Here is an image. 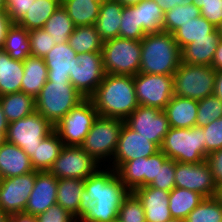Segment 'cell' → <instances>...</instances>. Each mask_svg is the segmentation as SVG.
<instances>
[{"label": "cell", "instance_id": "cell-1", "mask_svg": "<svg viewBox=\"0 0 222 222\" xmlns=\"http://www.w3.org/2000/svg\"><path fill=\"white\" fill-rule=\"evenodd\" d=\"M130 191L116 170L103 166L84 180V211L77 222H116Z\"/></svg>", "mask_w": 222, "mask_h": 222}, {"label": "cell", "instance_id": "cell-2", "mask_svg": "<svg viewBox=\"0 0 222 222\" xmlns=\"http://www.w3.org/2000/svg\"><path fill=\"white\" fill-rule=\"evenodd\" d=\"M99 116L125 120L138 106L133 76L106 74L90 97Z\"/></svg>", "mask_w": 222, "mask_h": 222}, {"label": "cell", "instance_id": "cell-3", "mask_svg": "<svg viewBox=\"0 0 222 222\" xmlns=\"http://www.w3.org/2000/svg\"><path fill=\"white\" fill-rule=\"evenodd\" d=\"M140 73L171 75L181 63V49L173 34L165 31L149 33L140 41Z\"/></svg>", "mask_w": 222, "mask_h": 222}, {"label": "cell", "instance_id": "cell-4", "mask_svg": "<svg viewBox=\"0 0 222 222\" xmlns=\"http://www.w3.org/2000/svg\"><path fill=\"white\" fill-rule=\"evenodd\" d=\"M85 98L70 81H46L35 98L36 111L53 125Z\"/></svg>", "mask_w": 222, "mask_h": 222}, {"label": "cell", "instance_id": "cell-5", "mask_svg": "<svg viewBox=\"0 0 222 222\" xmlns=\"http://www.w3.org/2000/svg\"><path fill=\"white\" fill-rule=\"evenodd\" d=\"M160 150L180 163H200L206 160L202 127L172 128L165 135Z\"/></svg>", "mask_w": 222, "mask_h": 222}, {"label": "cell", "instance_id": "cell-6", "mask_svg": "<svg viewBox=\"0 0 222 222\" xmlns=\"http://www.w3.org/2000/svg\"><path fill=\"white\" fill-rule=\"evenodd\" d=\"M124 123L122 119L98 115L81 145L82 149L100 165L106 166L115 154Z\"/></svg>", "mask_w": 222, "mask_h": 222}, {"label": "cell", "instance_id": "cell-7", "mask_svg": "<svg viewBox=\"0 0 222 222\" xmlns=\"http://www.w3.org/2000/svg\"><path fill=\"white\" fill-rule=\"evenodd\" d=\"M101 52L106 74L134 76L139 73L140 41L116 37L104 41Z\"/></svg>", "mask_w": 222, "mask_h": 222}, {"label": "cell", "instance_id": "cell-8", "mask_svg": "<svg viewBox=\"0 0 222 222\" xmlns=\"http://www.w3.org/2000/svg\"><path fill=\"white\" fill-rule=\"evenodd\" d=\"M216 70L206 65L180 63L173 74L174 95L201 100L214 93Z\"/></svg>", "mask_w": 222, "mask_h": 222}, {"label": "cell", "instance_id": "cell-9", "mask_svg": "<svg viewBox=\"0 0 222 222\" xmlns=\"http://www.w3.org/2000/svg\"><path fill=\"white\" fill-rule=\"evenodd\" d=\"M97 116L92 100L85 98L54 125V130L64 146H81Z\"/></svg>", "mask_w": 222, "mask_h": 222}, {"label": "cell", "instance_id": "cell-10", "mask_svg": "<svg viewBox=\"0 0 222 222\" xmlns=\"http://www.w3.org/2000/svg\"><path fill=\"white\" fill-rule=\"evenodd\" d=\"M54 131V125L37 111L9 123L6 142L17 145L30 157L43 138Z\"/></svg>", "mask_w": 222, "mask_h": 222}, {"label": "cell", "instance_id": "cell-11", "mask_svg": "<svg viewBox=\"0 0 222 222\" xmlns=\"http://www.w3.org/2000/svg\"><path fill=\"white\" fill-rule=\"evenodd\" d=\"M139 105L164 110L174 96L173 76L138 73L133 76Z\"/></svg>", "mask_w": 222, "mask_h": 222}, {"label": "cell", "instance_id": "cell-12", "mask_svg": "<svg viewBox=\"0 0 222 222\" xmlns=\"http://www.w3.org/2000/svg\"><path fill=\"white\" fill-rule=\"evenodd\" d=\"M100 167L102 165L88 155L81 146H64L49 172L57 179L85 180Z\"/></svg>", "mask_w": 222, "mask_h": 222}, {"label": "cell", "instance_id": "cell-13", "mask_svg": "<svg viewBox=\"0 0 222 222\" xmlns=\"http://www.w3.org/2000/svg\"><path fill=\"white\" fill-rule=\"evenodd\" d=\"M104 70L102 52H87L77 55L70 83L84 98H90L102 82Z\"/></svg>", "mask_w": 222, "mask_h": 222}, {"label": "cell", "instance_id": "cell-14", "mask_svg": "<svg viewBox=\"0 0 222 222\" xmlns=\"http://www.w3.org/2000/svg\"><path fill=\"white\" fill-rule=\"evenodd\" d=\"M124 121L129 128L148 138L159 148L170 129L166 113L154 107L139 105Z\"/></svg>", "mask_w": 222, "mask_h": 222}, {"label": "cell", "instance_id": "cell-15", "mask_svg": "<svg viewBox=\"0 0 222 222\" xmlns=\"http://www.w3.org/2000/svg\"><path fill=\"white\" fill-rule=\"evenodd\" d=\"M168 157L159 150L149 157H139L125 162L116 172L125 187L133 192L135 189L150 185L157 177L159 164H163Z\"/></svg>", "mask_w": 222, "mask_h": 222}, {"label": "cell", "instance_id": "cell-16", "mask_svg": "<svg viewBox=\"0 0 222 222\" xmlns=\"http://www.w3.org/2000/svg\"><path fill=\"white\" fill-rule=\"evenodd\" d=\"M175 186L198 192L204 198L214 197L217 185L206 160L200 163L175 164Z\"/></svg>", "mask_w": 222, "mask_h": 222}, {"label": "cell", "instance_id": "cell-17", "mask_svg": "<svg viewBox=\"0 0 222 222\" xmlns=\"http://www.w3.org/2000/svg\"><path fill=\"white\" fill-rule=\"evenodd\" d=\"M36 182V171L0 182V208L9 215L23 213Z\"/></svg>", "mask_w": 222, "mask_h": 222}, {"label": "cell", "instance_id": "cell-18", "mask_svg": "<svg viewBox=\"0 0 222 222\" xmlns=\"http://www.w3.org/2000/svg\"><path fill=\"white\" fill-rule=\"evenodd\" d=\"M159 150L160 148L155 143L133 131L124 123L115 154L106 166L117 171L125 162L139 157H149Z\"/></svg>", "mask_w": 222, "mask_h": 222}, {"label": "cell", "instance_id": "cell-19", "mask_svg": "<svg viewBox=\"0 0 222 222\" xmlns=\"http://www.w3.org/2000/svg\"><path fill=\"white\" fill-rule=\"evenodd\" d=\"M57 178L49 171H36V182L24 213L38 216L57 203Z\"/></svg>", "mask_w": 222, "mask_h": 222}, {"label": "cell", "instance_id": "cell-20", "mask_svg": "<svg viewBox=\"0 0 222 222\" xmlns=\"http://www.w3.org/2000/svg\"><path fill=\"white\" fill-rule=\"evenodd\" d=\"M133 193L141 201L146 222H167L172 218L169 210V191L150 187H139Z\"/></svg>", "mask_w": 222, "mask_h": 222}, {"label": "cell", "instance_id": "cell-21", "mask_svg": "<svg viewBox=\"0 0 222 222\" xmlns=\"http://www.w3.org/2000/svg\"><path fill=\"white\" fill-rule=\"evenodd\" d=\"M77 53L68 42L56 44L43 58L48 68V81H70L77 61Z\"/></svg>", "mask_w": 222, "mask_h": 222}, {"label": "cell", "instance_id": "cell-22", "mask_svg": "<svg viewBox=\"0 0 222 222\" xmlns=\"http://www.w3.org/2000/svg\"><path fill=\"white\" fill-rule=\"evenodd\" d=\"M35 171L30 157L17 145L4 142L0 145V176L2 179Z\"/></svg>", "mask_w": 222, "mask_h": 222}, {"label": "cell", "instance_id": "cell-23", "mask_svg": "<svg viewBox=\"0 0 222 222\" xmlns=\"http://www.w3.org/2000/svg\"><path fill=\"white\" fill-rule=\"evenodd\" d=\"M57 204L71 213L77 220L84 211V180L57 179Z\"/></svg>", "mask_w": 222, "mask_h": 222}, {"label": "cell", "instance_id": "cell-24", "mask_svg": "<svg viewBox=\"0 0 222 222\" xmlns=\"http://www.w3.org/2000/svg\"><path fill=\"white\" fill-rule=\"evenodd\" d=\"M198 101L173 96L163 110L172 128H191L196 126Z\"/></svg>", "mask_w": 222, "mask_h": 222}, {"label": "cell", "instance_id": "cell-25", "mask_svg": "<svg viewBox=\"0 0 222 222\" xmlns=\"http://www.w3.org/2000/svg\"><path fill=\"white\" fill-rule=\"evenodd\" d=\"M220 37L221 35L216 28L210 34V38H201L189 43L181 49V62L211 66Z\"/></svg>", "mask_w": 222, "mask_h": 222}, {"label": "cell", "instance_id": "cell-26", "mask_svg": "<svg viewBox=\"0 0 222 222\" xmlns=\"http://www.w3.org/2000/svg\"><path fill=\"white\" fill-rule=\"evenodd\" d=\"M123 6L115 0H103L94 24L103 41L119 37Z\"/></svg>", "mask_w": 222, "mask_h": 222}, {"label": "cell", "instance_id": "cell-27", "mask_svg": "<svg viewBox=\"0 0 222 222\" xmlns=\"http://www.w3.org/2000/svg\"><path fill=\"white\" fill-rule=\"evenodd\" d=\"M23 67L21 92L36 98L48 78L46 63L43 58L30 55L23 61Z\"/></svg>", "mask_w": 222, "mask_h": 222}, {"label": "cell", "instance_id": "cell-28", "mask_svg": "<svg viewBox=\"0 0 222 222\" xmlns=\"http://www.w3.org/2000/svg\"><path fill=\"white\" fill-rule=\"evenodd\" d=\"M23 61L12 59L0 49V96L21 92Z\"/></svg>", "mask_w": 222, "mask_h": 222}, {"label": "cell", "instance_id": "cell-29", "mask_svg": "<svg viewBox=\"0 0 222 222\" xmlns=\"http://www.w3.org/2000/svg\"><path fill=\"white\" fill-rule=\"evenodd\" d=\"M63 147L64 143L55 130L43 138L33 155L30 156L34 170L38 172L49 171Z\"/></svg>", "mask_w": 222, "mask_h": 222}, {"label": "cell", "instance_id": "cell-30", "mask_svg": "<svg viewBox=\"0 0 222 222\" xmlns=\"http://www.w3.org/2000/svg\"><path fill=\"white\" fill-rule=\"evenodd\" d=\"M102 1L61 0L62 7L72 19L75 27L94 25L100 12Z\"/></svg>", "mask_w": 222, "mask_h": 222}, {"label": "cell", "instance_id": "cell-31", "mask_svg": "<svg viewBox=\"0 0 222 222\" xmlns=\"http://www.w3.org/2000/svg\"><path fill=\"white\" fill-rule=\"evenodd\" d=\"M0 103L9 123L24 118L36 111L35 98L24 92L0 96Z\"/></svg>", "mask_w": 222, "mask_h": 222}, {"label": "cell", "instance_id": "cell-32", "mask_svg": "<svg viewBox=\"0 0 222 222\" xmlns=\"http://www.w3.org/2000/svg\"><path fill=\"white\" fill-rule=\"evenodd\" d=\"M204 199L198 192L174 187L169 195V210L173 219L185 220Z\"/></svg>", "mask_w": 222, "mask_h": 222}, {"label": "cell", "instance_id": "cell-33", "mask_svg": "<svg viewBox=\"0 0 222 222\" xmlns=\"http://www.w3.org/2000/svg\"><path fill=\"white\" fill-rule=\"evenodd\" d=\"M60 6L61 0H35L17 24L28 31L43 28L46 21Z\"/></svg>", "mask_w": 222, "mask_h": 222}, {"label": "cell", "instance_id": "cell-34", "mask_svg": "<svg viewBox=\"0 0 222 222\" xmlns=\"http://www.w3.org/2000/svg\"><path fill=\"white\" fill-rule=\"evenodd\" d=\"M14 60L24 61L31 55L29 31L13 23L8 29L5 41L1 48Z\"/></svg>", "mask_w": 222, "mask_h": 222}, {"label": "cell", "instance_id": "cell-35", "mask_svg": "<svg viewBox=\"0 0 222 222\" xmlns=\"http://www.w3.org/2000/svg\"><path fill=\"white\" fill-rule=\"evenodd\" d=\"M67 42L77 54L101 52L104 43L94 25L75 27Z\"/></svg>", "mask_w": 222, "mask_h": 222}, {"label": "cell", "instance_id": "cell-36", "mask_svg": "<svg viewBox=\"0 0 222 222\" xmlns=\"http://www.w3.org/2000/svg\"><path fill=\"white\" fill-rule=\"evenodd\" d=\"M215 29L216 28L210 22L200 16L184 23L172 34L179 48L182 49L189 43L197 41V39L210 38V34Z\"/></svg>", "mask_w": 222, "mask_h": 222}, {"label": "cell", "instance_id": "cell-37", "mask_svg": "<svg viewBox=\"0 0 222 222\" xmlns=\"http://www.w3.org/2000/svg\"><path fill=\"white\" fill-rule=\"evenodd\" d=\"M74 29L72 19L62 5L51 15L43 27V30L55 40V44L67 42Z\"/></svg>", "mask_w": 222, "mask_h": 222}, {"label": "cell", "instance_id": "cell-38", "mask_svg": "<svg viewBox=\"0 0 222 222\" xmlns=\"http://www.w3.org/2000/svg\"><path fill=\"white\" fill-rule=\"evenodd\" d=\"M137 11L139 27L146 34L162 31L165 13L154 0H144L141 3H138Z\"/></svg>", "mask_w": 222, "mask_h": 222}, {"label": "cell", "instance_id": "cell-39", "mask_svg": "<svg viewBox=\"0 0 222 222\" xmlns=\"http://www.w3.org/2000/svg\"><path fill=\"white\" fill-rule=\"evenodd\" d=\"M201 16L200 8L194 3L187 1L183 5L176 6L174 9L164 14L162 31L173 33L184 23Z\"/></svg>", "mask_w": 222, "mask_h": 222}, {"label": "cell", "instance_id": "cell-40", "mask_svg": "<svg viewBox=\"0 0 222 222\" xmlns=\"http://www.w3.org/2000/svg\"><path fill=\"white\" fill-rule=\"evenodd\" d=\"M222 204L217 198H204L185 218V222H221Z\"/></svg>", "mask_w": 222, "mask_h": 222}, {"label": "cell", "instance_id": "cell-41", "mask_svg": "<svg viewBox=\"0 0 222 222\" xmlns=\"http://www.w3.org/2000/svg\"><path fill=\"white\" fill-rule=\"evenodd\" d=\"M119 37L141 41L146 33L139 27L137 5L123 7Z\"/></svg>", "mask_w": 222, "mask_h": 222}, {"label": "cell", "instance_id": "cell-42", "mask_svg": "<svg viewBox=\"0 0 222 222\" xmlns=\"http://www.w3.org/2000/svg\"><path fill=\"white\" fill-rule=\"evenodd\" d=\"M222 117V100L215 95L198 101L196 126L205 127L213 120Z\"/></svg>", "mask_w": 222, "mask_h": 222}, {"label": "cell", "instance_id": "cell-43", "mask_svg": "<svg viewBox=\"0 0 222 222\" xmlns=\"http://www.w3.org/2000/svg\"><path fill=\"white\" fill-rule=\"evenodd\" d=\"M119 222H146L145 212L138 197L130 192L124 199L119 208Z\"/></svg>", "mask_w": 222, "mask_h": 222}, {"label": "cell", "instance_id": "cell-44", "mask_svg": "<svg viewBox=\"0 0 222 222\" xmlns=\"http://www.w3.org/2000/svg\"><path fill=\"white\" fill-rule=\"evenodd\" d=\"M31 55L44 58L56 45L55 40L43 28L29 30Z\"/></svg>", "mask_w": 222, "mask_h": 222}, {"label": "cell", "instance_id": "cell-45", "mask_svg": "<svg viewBox=\"0 0 222 222\" xmlns=\"http://www.w3.org/2000/svg\"><path fill=\"white\" fill-rule=\"evenodd\" d=\"M203 131L204 151L207 157L209 153L222 149V117L203 127Z\"/></svg>", "mask_w": 222, "mask_h": 222}, {"label": "cell", "instance_id": "cell-46", "mask_svg": "<svg viewBox=\"0 0 222 222\" xmlns=\"http://www.w3.org/2000/svg\"><path fill=\"white\" fill-rule=\"evenodd\" d=\"M176 161L168 158L163 164H159L157 177L151 182L150 187L171 191L175 186Z\"/></svg>", "mask_w": 222, "mask_h": 222}, {"label": "cell", "instance_id": "cell-47", "mask_svg": "<svg viewBox=\"0 0 222 222\" xmlns=\"http://www.w3.org/2000/svg\"><path fill=\"white\" fill-rule=\"evenodd\" d=\"M37 219L38 222H77L71 213L57 203L38 215Z\"/></svg>", "mask_w": 222, "mask_h": 222}, {"label": "cell", "instance_id": "cell-48", "mask_svg": "<svg viewBox=\"0 0 222 222\" xmlns=\"http://www.w3.org/2000/svg\"><path fill=\"white\" fill-rule=\"evenodd\" d=\"M201 16L218 28L222 22V0H206L200 8Z\"/></svg>", "mask_w": 222, "mask_h": 222}, {"label": "cell", "instance_id": "cell-49", "mask_svg": "<svg viewBox=\"0 0 222 222\" xmlns=\"http://www.w3.org/2000/svg\"><path fill=\"white\" fill-rule=\"evenodd\" d=\"M33 3L34 0H6L5 13L13 23H18Z\"/></svg>", "mask_w": 222, "mask_h": 222}, {"label": "cell", "instance_id": "cell-50", "mask_svg": "<svg viewBox=\"0 0 222 222\" xmlns=\"http://www.w3.org/2000/svg\"><path fill=\"white\" fill-rule=\"evenodd\" d=\"M206 162L212 171L214 183L218 186L222 183V149L209 153Z\"/></svg>", "mask_w": 222, "mask_h": 222}, {"label": "cell", "instance_id": "cell-51", "mask_svg": "<svg viewBox=\"0 0 222 222\" xmlns=\"http://www.w3.org/2000/svg\"><path fill=\"white\" fill-rule=\"evenodd\" d=\"M12 24L13 22L7 14L5 12H0V49L5 41L8 29L12 26Z\"/></svg>", "mask_w": 222, "mask_h": 222}, {"label": "cell", "instance_id": "cell-52", "mask_svg": "<svg viewBox=\"0 0 222 222\" xmlns=\"http://www.w3.org/2000/svg\"><path fill=\"white\" fill-rule=\"evenodd\" d=\"M155 3L163 10L164 13L174 9L176 6L183 5L186 0H154Z\"/></svg>", "mask_w": 222, "mask_h": 222}, {"label": "cell", "instance_id": "cell-53", "mask_svg": "<svg viewBox=\"0 0 222 222\" xmlns=\"http://www.w3.org/2000/svg\"><path fill=\"white\" fill-rule=\"evenodd\" d=\"M214 70H222V36L218 40L217 49L211 64Z\"/></svg>", "mask_w": 222, "mask_h": 222}, {"label": "cell", "instance_id": "cell-54", "mask_svg": "<svg viewBox=\"0 0 222 222\" xmlns=\"http://www.w3.org/2000/svg\"><path fill=\"white\" fill-rule=\"evenodd\" d=\"M9 222H38L37 216L29 215L26 213L11 214Z\"/></svg>", "mask_w": 222, "mask_h": 222}, {"label": "cell", "instance_id": "cell-55", "mask_svg": "<svg viewBox=\"0 0 222 222\" xmlns=\"http://www.w3.org/2000/svg\"><path fill=\"white\" fill-rule=\"evenodd\" d=\"M216 97L222 100V70L216 71L214 93Z\"/></svg>", "mask_w": 222, "mask_h": 222}, {"label": "cell", "instance_id": "cell-56", "mask_svg": "<svg viewBox=\"0 0 222 222\" xmlns=\"http://www.w3.org/2000/svg\"><path fill=\"white\" fill-rule=\"evenodd\" d=\"M9 126V122L6 119V116L4 115L2 105L0 103V132L3 133L6 136L7 129Z\"/></svg>", "mask_w": 222, "mask_h": 222}, {"label": "cell", "instance_id": "cell-57", "mask_svg": "<svg viewBox=\"0 0 222 222\" xmlns=\"http://www.w3.org/2000/svg\"><path fill=\"white\" fill-rule=\"evenodd\" d=\"M119 2L123 7L134 6L141 3L144 0H115Z\"/></svg>", "mask_w": 222, "mask_h": 222}, {"label": "cell", "instance_id": "cell-58", "mask_svg": "<svg viewBox=\"0 0 222 222\" xmlns=\"http://www.w3.org/2000/svg\"><path fill=\"white\" fill-rule=\"evenodd\" d=\"M10 215L0 208V222H9Z\"/></svg>", "mask_w": 222, "mask_h": 222}, {"label": "cell", "instance_id": "cell-59", "mask_svg": "<svg viewBox=\"0 0 222 222\" xmlns=\"http://www.w3.org/2000/svg\"><path fill=\"white\" fill-rule=\"evenodd\" d=\"M215 197L222 204V183L217 186V192Z\"/></svg>", "mask_w": 222, "mask_h": 222}, {"label": "cell", "instance_id": "cell-60", "mask_svg": "<svg viewBox=\"0 0 222 222\" xmlns=\"http://www.w3.org/2000/svg\"><path fill=\"white\" fill-rule=\"evenodd\" d=\"M206 0H190L191 3H194L197 7L201 8L203 6V2Z\"/></svg>", "mask_w": 222, "mask_h": 222}, {"label": "cell", "instance_id": "cell-61", "mask_svg": "<svg viewBox=\"0 0 222 222\" xmlns=\"http://www.w3.org/2000/svg\"><path fill=\"white\" fill-rule=\"evenodd\" d=\"M6 0H0V12H5Z\"/></svg>", "mask_w": 222, "mask_h": 222}, {"label": "cell", "instance_id": "cell-62", "mask_svg": "<svg viewBox=\"0 0 222 222\" xmlns=\"http://www.w3.org/2000/svg\"><path fill=\"white\" fill-rule=\"evenodd\" d=\"M6 141V136L0 132V145Z\"/></svg>", "mask_w": 222, "mask_h": 222}, {"label": "cell", "instance_id": "cell-63", "mask_svg": "<svg viewBox=\"0 0 222 222\" xmlns=\"http://www.w3.org/2000/svg\"><path fill=\"white\" fill-rule=\"evenodd\" d=\"M167 222H185V220H181V219H171Z\"/></svg>", "mask_w": 222, "mask_h": 222}, {"label": "cell", "instance_id": "cell-64", "mask_svg": "<svg viewBox=\"0 0 222 222\" xmlns=\"http://www.w3.org/2000/svg\"><path fill=\"white\" fill-rule=\"evenodd\" d=\"M217 30L219 31L220 35L222 36V22L218 26Z\"/></svg>", "mask_w": 222, "mask_h": 222}]
</instances>
